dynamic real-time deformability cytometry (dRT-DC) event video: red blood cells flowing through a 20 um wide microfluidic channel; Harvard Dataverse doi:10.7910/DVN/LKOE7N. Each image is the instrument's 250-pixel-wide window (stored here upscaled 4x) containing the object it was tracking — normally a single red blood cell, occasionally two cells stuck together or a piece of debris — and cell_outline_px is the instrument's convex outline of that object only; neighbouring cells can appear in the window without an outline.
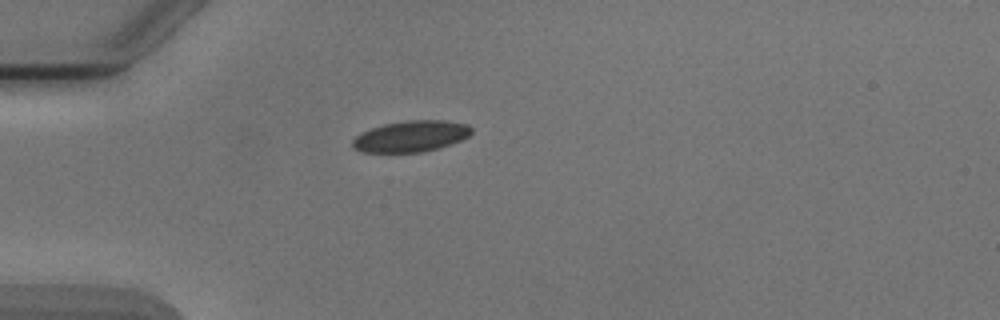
{"species": "Egyptian fruit bat (a non-hibernating species)", "species_latin": "Rousettus aegyptiacus", "temperature_condition": "cold", "stored_images_in_passage": 2, "camera_frame_rate_fps": 3000, "um_per_image_px": 0.085, "animal": {"sex": "male"}, "frame": {"image": 1, "passage_image": 1, "time_ms": 0.0, "image_size_px": [1000, 320], "cell_outline_px": [[472, 132], [468, 136], [460, 140], [440, 148], [424, 152], [364, 152], [352, 148], [352, 140], [356, 136], [372, 128], [384, 124], [408, 120], [444, 120], [468, 124], [472, 128]], "centroid_in_image_um": [34.95, 11.58], "position_along_channel_um": 50.0, "area_um2": 21.56}}